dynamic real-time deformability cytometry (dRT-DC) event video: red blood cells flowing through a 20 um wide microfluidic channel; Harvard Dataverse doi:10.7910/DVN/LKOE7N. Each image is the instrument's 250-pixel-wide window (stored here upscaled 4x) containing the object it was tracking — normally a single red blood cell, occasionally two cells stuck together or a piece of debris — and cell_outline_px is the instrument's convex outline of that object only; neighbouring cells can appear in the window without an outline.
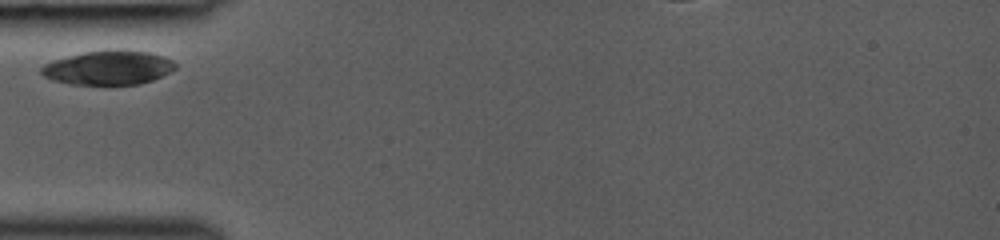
{"species": "common noctule bat (a hibernating species)", "species_latin": "Nyctalus noctula", "temperature_condition": "room temperature", "stored_images_in_passage": 26, "camera_frame_rate_fps": 3000, "um_per_image_px": 0.085, "animal": {"sex": "female", "body_mass_g": 19.0, "forearm_length_mm": 53.3}, "frame": {"image": 1, "passage_image": 1, "time_ms": 0.0, "image_size_px": [1000, 240], "cell_outline_px": [[176, 68], [152, 80], [140, 84], [68, 84], [52, 80], [44, 76], [40, 72], [40, 68], [44, 64], [52, 60], [84, 52], [108, 48], [124, 48], [148, 52], [164, 56], [172, 60], [176, 64]], "centroid_in_image_um": [9.19, 5.72], "position_along_channel_um": 75.8, "area_um2": 27.05}}
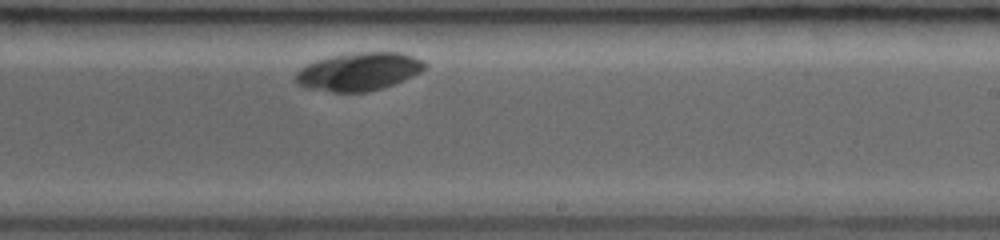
{"frame": {"image": 2, "passage_image": 15, "time_ms": 4.667, "image_size_px": [1000, 240], "cell_outline_px": [[428, 64], [420, 72], [412, 76], [392, 84], [380, 88], [364, 92], [332, 92], [308, 88], [296, 84], [296, 72], [300, 68], [316, 60], [328, 56], [352, 52], [400, 52], [424, 60]], "centroid_in_image_um": [30.48, 6.07], "position_along_channel_um": 258.5, "area_um2": 28.61}}
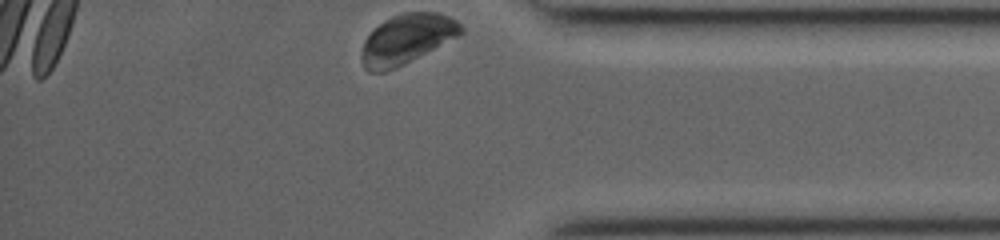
{"frame": {"image": 3, "passage_image": 26, "time_ms": 8.333, "image_size_px": [1000, 240], "cell_outline_px": [[464, 32], [396, 68], [384, 72], [368, 72], [364, 68], [360, 56], [364, 40], [384, 20], [392, 16], [404, 12], [440, 12], [456, 20], [464, 28]], "centroid_in_image_um": [34.55, 3.32], "position_along_channel_um": 400.7, "area_um2": 28.44}}